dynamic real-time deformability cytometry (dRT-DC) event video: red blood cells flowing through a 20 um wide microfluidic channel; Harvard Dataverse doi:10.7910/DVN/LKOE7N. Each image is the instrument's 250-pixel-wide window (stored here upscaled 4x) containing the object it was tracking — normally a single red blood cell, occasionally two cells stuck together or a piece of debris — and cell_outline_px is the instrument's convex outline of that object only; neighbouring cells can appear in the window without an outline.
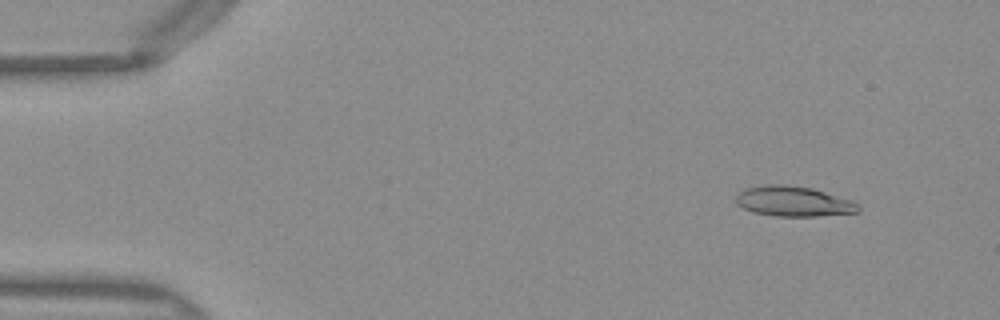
{"species": "Egyptian fruit bat (a non-hibernating species)", "species_latin": "Rousettus aegyptiacus", "temperature_condition": "warm", "stored_images_in_passage": 50, "camera_frame_rate_fps": 3000, "um_per_image_px": 0.085, "frame": {"image": 1, "passage_image": 5, "time_ms": 1.333, "image_size_px": [1000, 320], "cell_outline_px": [[860, 212], [816, 216], [776, 216], [752, 212], [736, 204], [736, 196], [740, 192], [748, 188], [764, 184], [784, 184], [812, 188], [852, 200], [860, 204]], "centroid_in_image_um": [67.47, 17.11], "position_along_channel_um": 17.5, "area_um2": 21.56}}
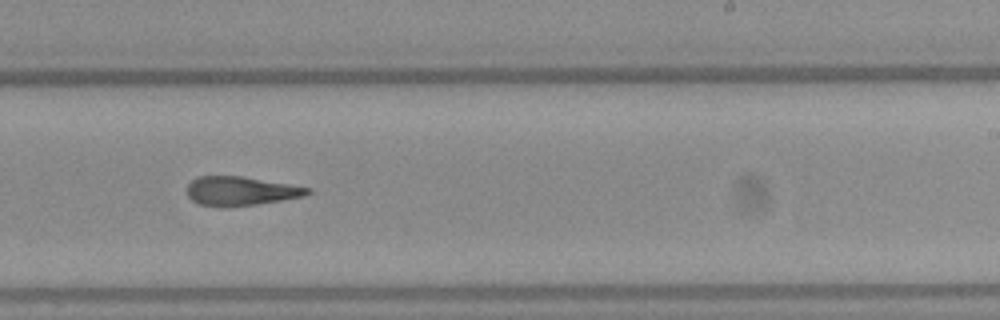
{"frame": {"image": 2, "passage_image": 31, "time_ms": 10.0, "image_size_px": [1000, 320], "cell_outline_px": [[312, 192], [304, 196], [256, 204], [200, 204], [192, 200], [188, 196], [188, 184], [196, 176], [240, 176], [312, 188]], "centroid_in_image_um": [20.49, 16.19], "position_along_channel_um": 268.5, "area_um2": 19.48}}
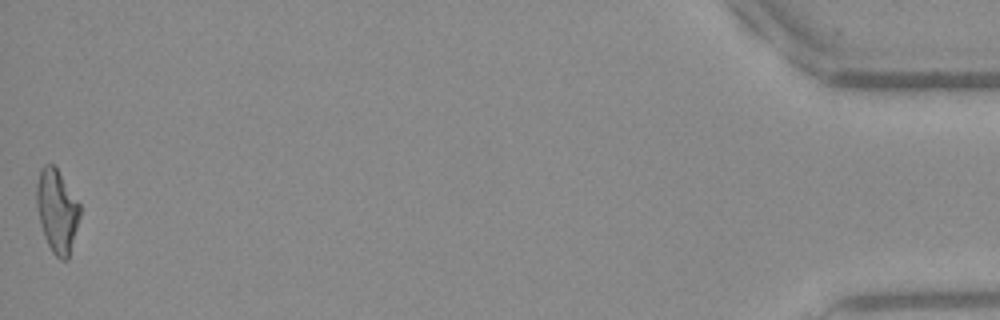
{"frame": {"image": 3, "passage_image": 50, "time_ms": 16.333, "image_size_px": [1000, 320], "cell_outline_px": [[80, 216], [68, 260], [60, 260], [52, 252], [44, 236], [40, 224], [36, 204], [36, 184], [40, 168], [44, 164], [52, 164], [56, 168], [80, 204]], "centroid_in_image_um": [4.83, 17.94], "position_along_channel_um": 430.4, "area_um2": 20.98}, "authors_computed_cell_mechanics": {"area_um2": 21.2415, "velocity_mm_per_s": 4.0614, "shape_relaxation_time_tau1_ms": null, "shape_relaxation_time_tau2_ms": 4.4811, "deformation_change_tau1": null, "deformation_change_tau2": 0.1772}}